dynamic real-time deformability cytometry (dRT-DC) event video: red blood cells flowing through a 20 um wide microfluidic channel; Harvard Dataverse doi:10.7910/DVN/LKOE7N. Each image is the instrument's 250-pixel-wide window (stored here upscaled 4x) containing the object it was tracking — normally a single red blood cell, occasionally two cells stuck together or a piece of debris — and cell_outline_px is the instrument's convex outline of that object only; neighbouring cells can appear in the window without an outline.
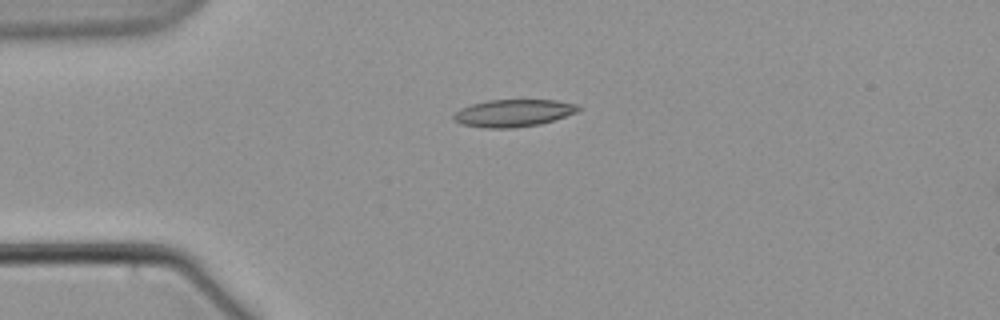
{"species": "common noctule bat (a hibernating species)", "species_latin": "Nyctalus noctula", "temperature_condition": "warm", "stored_images_in_passage": 5, "camera_frame_rate_fps": 3000, "um_per_image_px": 0.085, "animal": {"sex": "male", "body_mass_g": 21.5, "forearm_length_mm": 52.0}, "frame": {"image": 1, "passage_image": 4, "time_ms": 3.667, "image_size_px": [1000, 320], "cell_outline_px": [[580, 108], [576, 112], [540, 124], [512, 128], [484, 128], [460, 124], [452, 116], [460, 108], [472, 104], [488, 100], [556, 100], [580, 104]], "centroid_in_image_um": [43.63, 9.6], "position_along_channel_um": 41.4, "area_um2": 19.77}}